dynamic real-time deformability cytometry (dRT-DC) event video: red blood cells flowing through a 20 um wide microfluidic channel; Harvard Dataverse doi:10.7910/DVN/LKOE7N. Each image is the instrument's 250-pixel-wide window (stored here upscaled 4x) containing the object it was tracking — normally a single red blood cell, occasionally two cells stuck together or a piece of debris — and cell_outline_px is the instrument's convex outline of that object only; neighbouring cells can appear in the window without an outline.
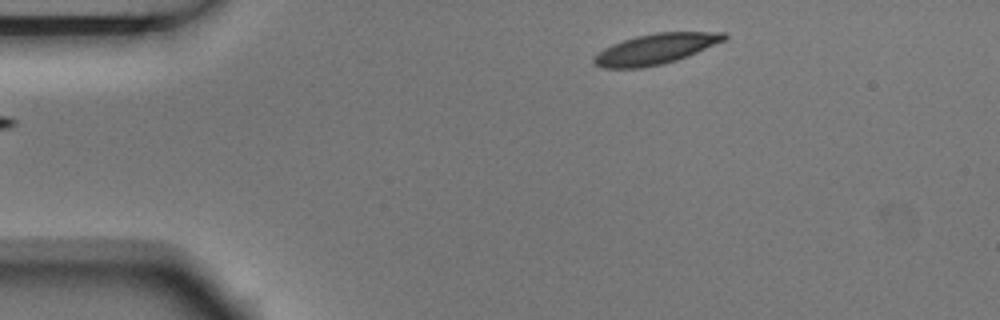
{"species": "Egyptian fruit bat (a non-hibernating species)", "species_latin": "Rousettus aegyptiacus", "temperature_condition": "room temperature", "stored_images_in_passage": 5, "segment_of_instrument_passage": [2, 2], "camera_frame_rate_fps": 3000, "um_per_image_px": 0.085, "animal": {"sex": "male"}, "frame": {"image": 1, "passage_image": 5, "time_ms": 1.333, "image_size_px": [1000, 320], "cell_outline_px": [[728, 36], [724, 40], [696, 52], [676, 60], [660, 64], [640, 68], [604, 68], [596, 64], [592, 60], [592, 56], [604, 48], [612, 44], [636, 36], [656, 32], [728, 32]], "centroid_in_image_um": [55.69, 4.15], "position_along_channel_um": 29.3, "area_um2": 22.83}}